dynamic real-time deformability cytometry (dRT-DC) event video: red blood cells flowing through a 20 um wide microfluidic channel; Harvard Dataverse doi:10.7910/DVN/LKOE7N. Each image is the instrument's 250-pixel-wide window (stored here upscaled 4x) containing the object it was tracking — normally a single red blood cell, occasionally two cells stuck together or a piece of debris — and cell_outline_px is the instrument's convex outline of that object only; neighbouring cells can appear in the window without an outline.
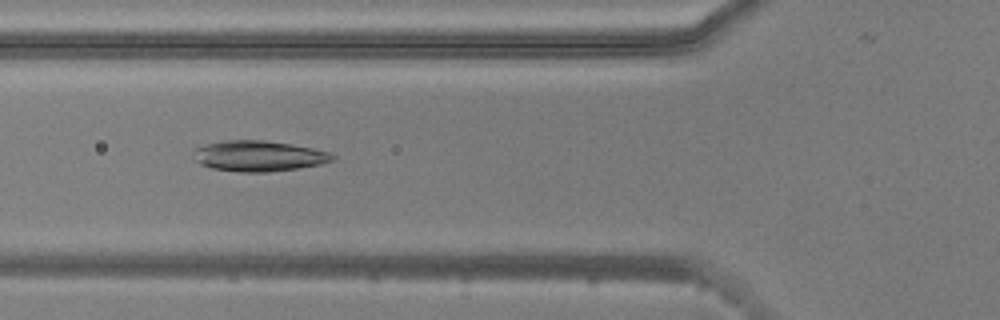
{"species": "common noctule bat (a hibernating species)", "species_latin": "Nyctalus noctula", "temperature_condition": "warm", "stored_images_in_passage": 10, "camera_frame_rate_fps": 3000, "um_per_image_px": 0.085, "animal": {"sex": "male", "body_mass_g": 20.5, "forearm_length_mm": 52.5}, "frame": {"image": 1, "passage_image": 7, "time_ms": 2.0, "image_size_px": [1000, 320], "cell_outline_px": [[336, 156], [332, 160], [320, 164], [296, 168], [268, 172], [240, 172], [212, 168], [200, 164], [196, 160], [196, 148], [204, 144], [228, 140], [264, 140], [292, 144], [332, 152]], "centroid_in_image_um": [22.02, 13.25], "position_along_channel_um": 103.8, "area_um2": 24.62}}
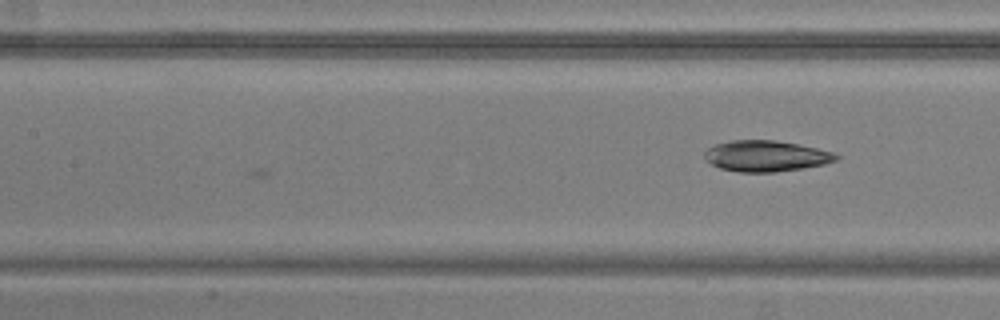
{"frame": {"image": 2, "passage_image": 10, "time_ms": 3.0, "image_size_px": [1000, 320], "cell_outline_px": [[840, 156], [836, 160], [824, 164], [804, 168], [776, 172], [740, 172], [720, 168], [712, 164], [704, 156], [704, 152], [708, 148], [716, 144], [732, 140], [776, 140], [816, 148], [832, 152]], "centroid_in_image_um": [65.11, 13.26], "position_along_channel_um": 142.3, "area_um2": 23.58}}